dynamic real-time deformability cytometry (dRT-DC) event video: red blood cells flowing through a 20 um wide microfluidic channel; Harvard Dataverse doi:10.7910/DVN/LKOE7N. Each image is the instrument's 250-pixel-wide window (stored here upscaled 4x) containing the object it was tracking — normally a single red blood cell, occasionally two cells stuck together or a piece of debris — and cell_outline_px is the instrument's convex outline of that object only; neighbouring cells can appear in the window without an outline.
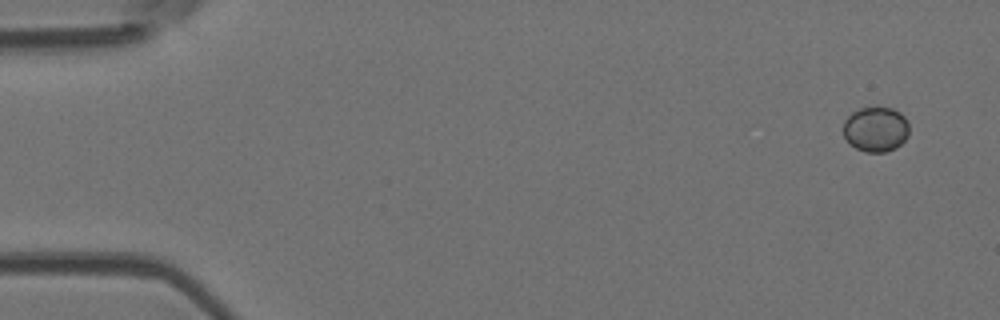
{"species": "Egyptian fruit bat (a non-hibernating species)", "species_latin": "Rousettus aegyptiacus", "temperature_condition": "room temperature", "stored_images_in_passage": 4, "camera_frame_rate_fps": 3000, "um_per_image_px": 0.085, "animal": {"sex": "female"}, "frame": {"image": 1, "passage_image": 1, "time_ms": 0.0, "image_size_px": [1000, 320], "cell_outline_px": [[908, 136], [896, 148], [884, 152], [864, 152], [856, 148], [844, 136], [844, 120], [852, 112], [860, 108], [892, 108], [900, 112], [904, 116], [908, 124]], "centroid_in_image_um": [74.45, 10.99], "position_along_channel_um": 10.6, "area_um2": 17.11}}
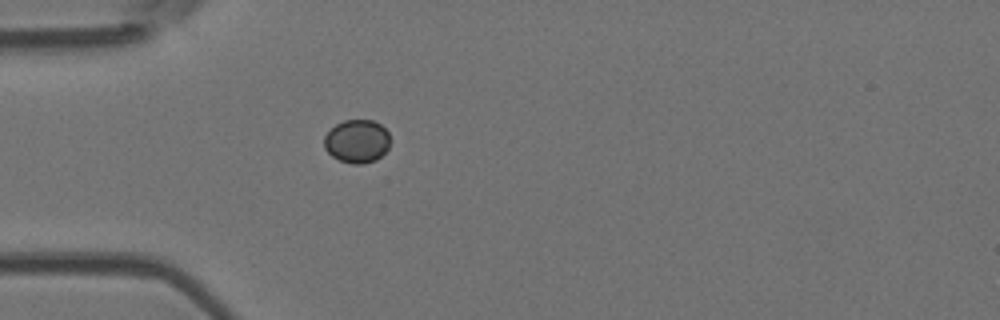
{"frame": {"image": 2, "passage_image": 4, "time_ms": 4.333, "image_size_px": [1000, 320], "cell_outline_px": [[388, 148], [376, 160], [364, 164], [352, 164], [340, 160], [332, 156], [324, 148], [324, 136], [336, 124], [344, 120], [372, 120], [380, 124], [388, 132]], "centroid_in_image_um": [30.32, 12.01], "position_along_channel_um": 54.7, "area_um2": 16.53}}